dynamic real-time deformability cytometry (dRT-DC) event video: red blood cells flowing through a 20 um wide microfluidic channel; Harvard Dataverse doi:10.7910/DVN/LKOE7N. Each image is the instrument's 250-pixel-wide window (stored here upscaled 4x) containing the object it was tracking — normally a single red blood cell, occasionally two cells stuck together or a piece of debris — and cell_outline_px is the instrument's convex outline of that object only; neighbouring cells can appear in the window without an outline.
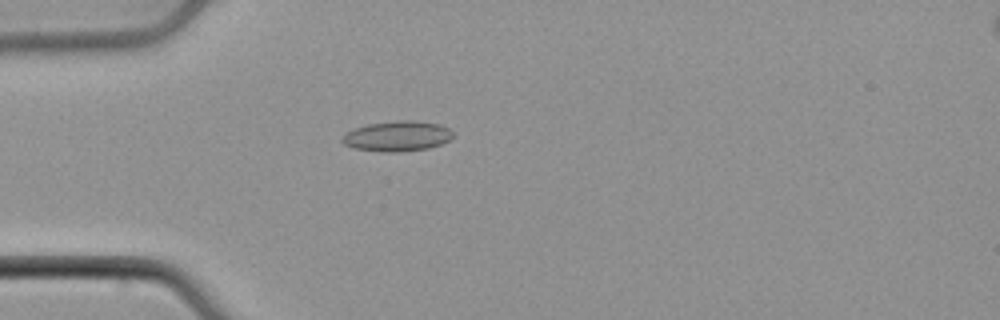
{"species": "common noctule bat (a hibernating species)", "species_latin": "Nyctalus noctula", "temperature_condition": "cold", "stored_images_in_passage": 36, "camera_frame_rate_fps": 3000, "um_per_image_px": 0.085, "animal": {"sex": "male", "body_mass_g": 21.5, "forearm_length_mm": 52.0}, "frame": {"image": 1, "passage_image": 1, "time_ms": 0.0, "image_size_px": [1000, 320], "cell_outline_px": [[452, 136], [448, 140], [440, 144], [428, 148], [396, 152], [380, 152], [352, 148], [344, 144], [340, 140], [348, 132], [356, 128], [368, 124], [400, 120], [412, 120], [440, 124], [448, 128], [452, 132]], "centroid_in_image_um": [33.75, 11.58], "position_along_channel_um": 51.3, "area_um2": 19.36}}
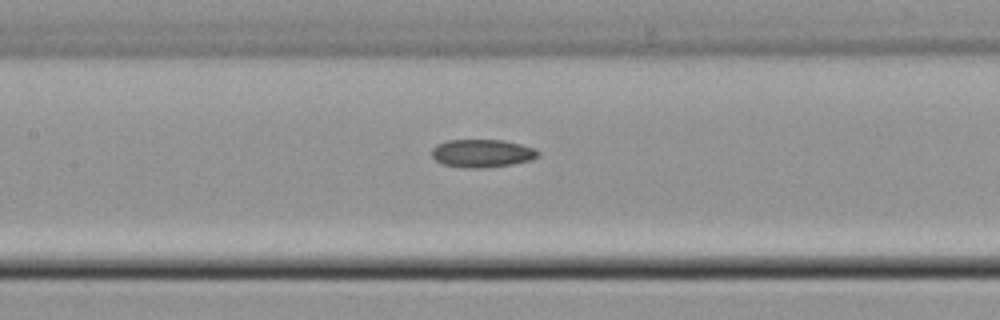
{"frame": {"image": 2, "passage_image": 10, "time_ms": 3.0, "image_size_px": [1000, 320], "cell_outline_px": [[540, 156], [532, 160], [484, 168], [464, 168], [444, 164], [436, 160], [432, 156], [432, 148], [436, 144], [448, 140], [504, 140], [536, 148], [540, 152]], "centroid_in_image_um": [41.0, 13.02], "position_along_channel_um": 166.4, "area_um2": 17.4}}
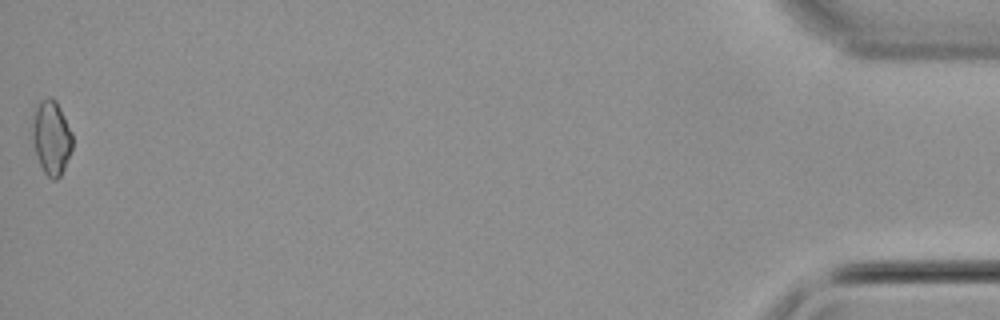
{"frame": {"image": 3, "passage_image": 36, "time_ms": 11.667, "image_size_px": [1000, 320], "cell_outline_px": [[72, 148], [64, 168], [60, 176], [56, 180], [52, 180], [44, 172], [40, 164], [32, 140], [32, 124], [36, 108], [40, 100], [48, 96], [52, 96], [56, 100], [72, 132]], "centroid_in_image_um": [4.37, 11.67], "position_along_channel_um": 430.8, "area_um2": 17.22}}